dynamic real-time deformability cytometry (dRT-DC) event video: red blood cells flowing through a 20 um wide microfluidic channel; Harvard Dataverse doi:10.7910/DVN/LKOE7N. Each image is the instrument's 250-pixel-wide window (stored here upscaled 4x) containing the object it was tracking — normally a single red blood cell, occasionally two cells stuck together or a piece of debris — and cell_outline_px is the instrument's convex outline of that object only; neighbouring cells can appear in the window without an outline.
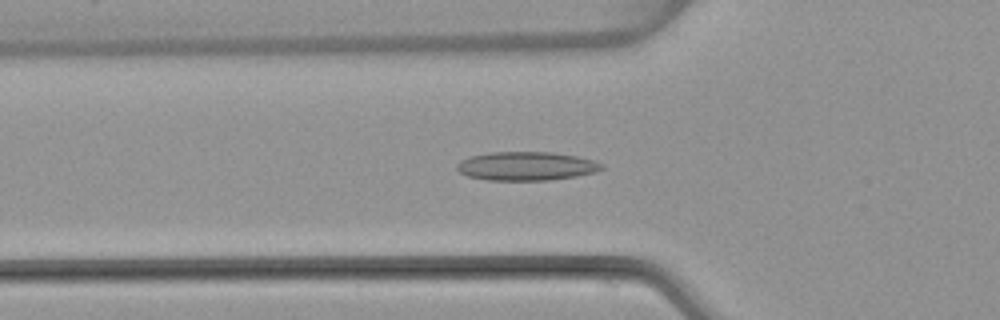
{"species": "common noctule bat (a hibernating species)", "species_latin": "Nyctalus noctula", "temperature_condition": "warm", "stored_images_in_passage": 49, "segment_of_instrument_passage": [1, 2], "camera_frame_rate_fps": 3000, "um_per_image_px": 0.085, "animal": {"sex": "female", "body_mass_g": 22.7, "forearm_length_mm": 54.2}, "frame": {"image": 1, "passage_image": 14, "time_ms": 4.333, "image_size_px": [1000, 320], "cell_outline_px": [[604, 168], [596, 172], [576, 176], [548, 180], [488, 180], [468, 176], [460, 172], [456, 168], [456, 164], [460, 160], [468, 156], [488, 152], [552, 152], [576, 156], [592, 160], [604, 164]], "centroid_in_image_um": [44.72, 14.11], "position_along_channel_um": 81.1, "area_um2": 24.33}}
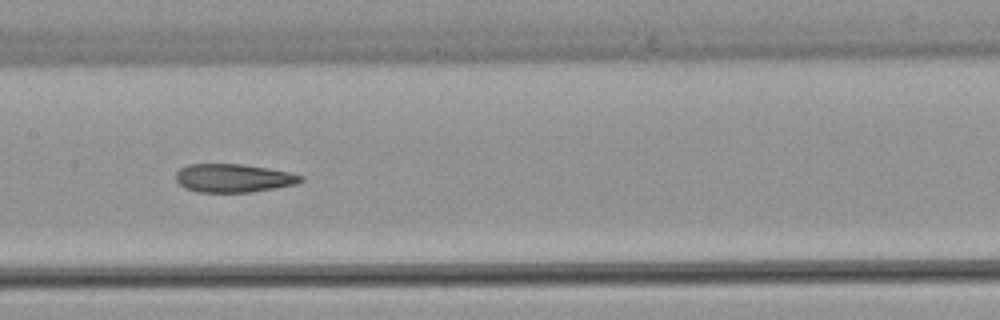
{"frame": {"image": 2, "passage_image": 22, "time_ms": 7.0, "image_size_px": [1000, 320], "cell_outline_px": [[304, 180], [296, 184], [276, 188], [252, 192], [196, 192], [184, 188], [176, 180], [176, 172], [180, 168], [188, 164], [240, 164], [268, 168], [288, 172], [304, 176]], "centroid_in_image_um": [19.84, 15.14], "position_along_channel_um": 187.6, "area_um2": 20.75}}
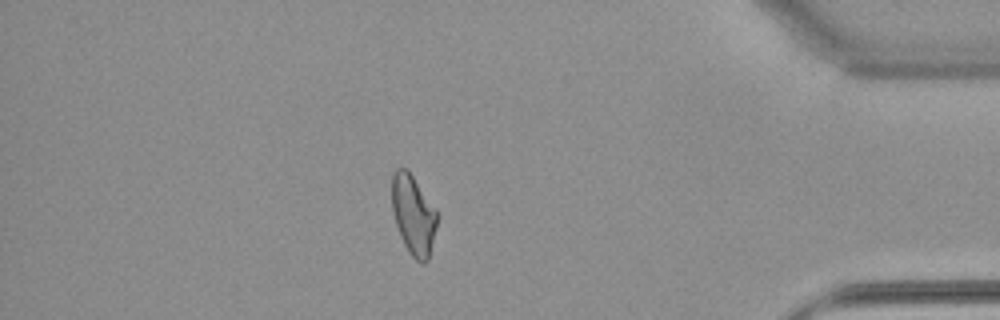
{"frame": {"image": 3, "passage_image": 41, "time_ms": 13.333, "image_size_px": [1000, 320], "cell_outline_px": [[440, 216], [428, 260], [416, 260], [408, 252], [400, 236], [392, 212], [392, 172], [396, 168], [408, 168], [436, 208]], "centroid_in_image_um": [35.15, 18.21], "position_along_channel_um": 400.0, "area_um2": 21.39}}